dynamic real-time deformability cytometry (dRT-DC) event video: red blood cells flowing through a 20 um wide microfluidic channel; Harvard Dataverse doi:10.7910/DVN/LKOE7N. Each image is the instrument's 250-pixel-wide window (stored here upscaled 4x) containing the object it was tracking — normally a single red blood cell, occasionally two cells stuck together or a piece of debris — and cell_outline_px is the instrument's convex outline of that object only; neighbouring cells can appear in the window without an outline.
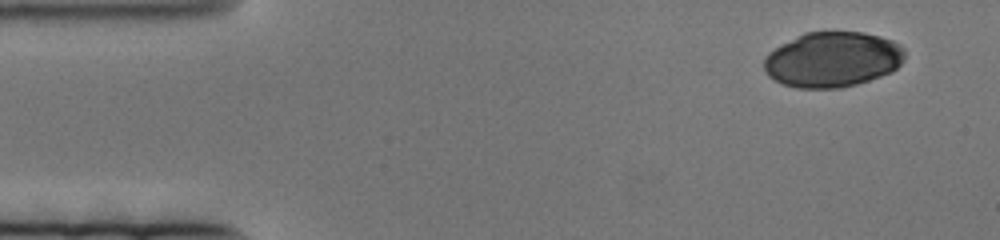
{"species": "human", "species_latin": "Homo sapiens", "temperature_condition": "cold", "stored_images_in_passage": 76, "camera_frame_rate_fps": 3000, "um_per_image_px": 0.085, "donor": {"sex": "female"}, "frame": {"image": 1, "passage_image": 1, "time_ms": 0.0, "image_size_px": [1000, 240], "cell_outline_px": [[904, 60], [892, 72], [856, 84], [840, 88], [796, 88], [780, 84], [768, 76], [764, 68], [764, 60], [768, 52], [804, 32], [864, 32], [880, 36], [892, 40], [900, 44], [904, 48]], "centroid_in_image_um": [70.76, 5.06], "position_along_channel_um": 14.2, "area_um2": 45.49}}
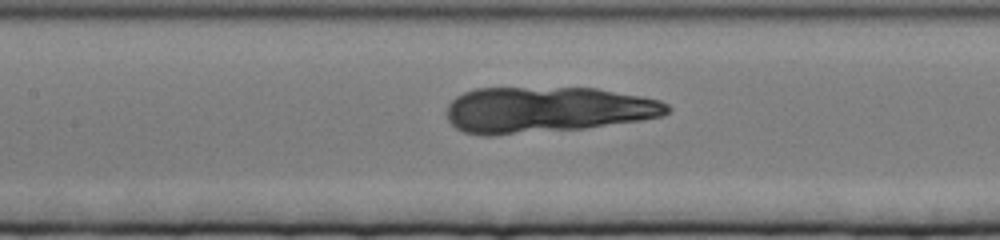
{"frame": {"image": 2, "passage_image": 31, "time_ms": 10.0, "image_size_px": [1000, 240], "cell_outline_px": [[672, 108], [664, 116], [640, 120], [584, 128], [492, 136], [484, 136], [464, 132], [456, 128], [448, 120], [448, 104], [456, 96], [464, 92], [476, 88], [596, 88], [640, 96], [660, 100], [668, 104]], "centroid_in_image_um": [46.47, 9.33], "position_along_channel_um": 160.9, "area_um2": 59.07}}
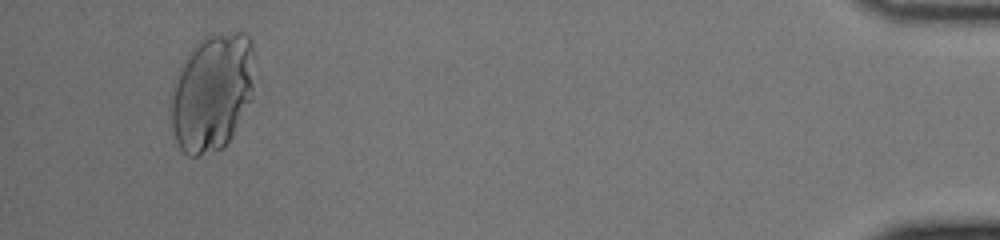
{"frame": {"image": 3, "passage_image": 72, "time_ms": 23.667, "image_size_px": [1000, 240], "cell_outline_px": [[252, 100], [232, 136], [224, 148], [196, 156], [188, 156], [180, 148], [176, 140], [168, 120], [168, 104], [172, 88], [180, 64], [188, 52], [208, 32], [244, 32], [252, 40]], "centroid_in_image_um": [17.98, 7.84], "position_along_channel_um": 417.2, "area_um2": 58.49}}